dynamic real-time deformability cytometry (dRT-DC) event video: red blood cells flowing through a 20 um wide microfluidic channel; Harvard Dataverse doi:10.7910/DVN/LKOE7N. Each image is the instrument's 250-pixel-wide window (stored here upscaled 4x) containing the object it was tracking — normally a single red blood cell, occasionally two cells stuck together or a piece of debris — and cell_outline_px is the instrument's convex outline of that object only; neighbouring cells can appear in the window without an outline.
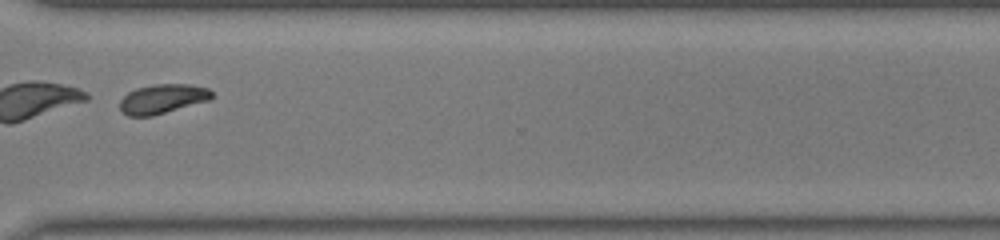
{"species": "common noctule bat (a hibernating species)", "species_latin": "Nyctalus noctula", "temperature_condition": "warm", "stored_images_in_passage": 36, "camera_frame_rate_fps": 3000, "um_per_image_px": 0.085, "animal": {"sex": "male", "body_mass_g": 19.0, "forearm_length_mm": 50.8}, "frame": {"image": 1, "passage_image": 27, "time_ms": 8.667, "image_size_px": [1000, 240], "cell_outline_px": [[212, 100], [152, 116], [128, 116], [120, 108], [120, 100], [128, 92], [136, 88], [152, 84], [188, 84], [208, 88], [212, 92]], "centroid_in_image_um": [13.84, 8.4], "position_along_channel_um": 356.8, "area_um2": 15.84}}